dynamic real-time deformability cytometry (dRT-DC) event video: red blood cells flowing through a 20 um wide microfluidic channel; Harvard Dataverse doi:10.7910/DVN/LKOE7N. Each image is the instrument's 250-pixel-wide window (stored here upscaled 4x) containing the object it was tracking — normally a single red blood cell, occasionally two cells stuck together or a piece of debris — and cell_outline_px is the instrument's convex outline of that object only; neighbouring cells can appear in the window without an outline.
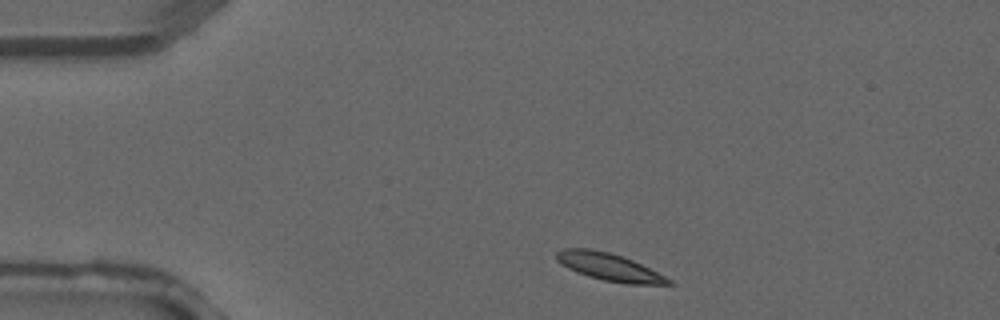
{"species": "common noctule bat (a hibernating species)", "species_latin": "Nyctalus noctula", "temperature_condition": "warm", "stored_images_in_passage": 2, "camera_frame_rate_fps": 3000, "um_per_image_px": 0.085, "animal": {"sex": "male", "forearm_length_mm": 52.5}, "frame": {"image": 1, "passage_image": 1, "time_ms": 0.0, "image_size_px": [1000, 320], "cell_outline_px": [[676, 284], [628, 284], [604, 280], [588, 276], [576, 272], [560, 264], [556, 260], [556, 252], [564, 248], [592, 248], [624, 256], [672, 280]], "centroid_in_image_um": [51.74, 22.68], "position_along_channel_um": 33.3, "area_um2": 17.86}}